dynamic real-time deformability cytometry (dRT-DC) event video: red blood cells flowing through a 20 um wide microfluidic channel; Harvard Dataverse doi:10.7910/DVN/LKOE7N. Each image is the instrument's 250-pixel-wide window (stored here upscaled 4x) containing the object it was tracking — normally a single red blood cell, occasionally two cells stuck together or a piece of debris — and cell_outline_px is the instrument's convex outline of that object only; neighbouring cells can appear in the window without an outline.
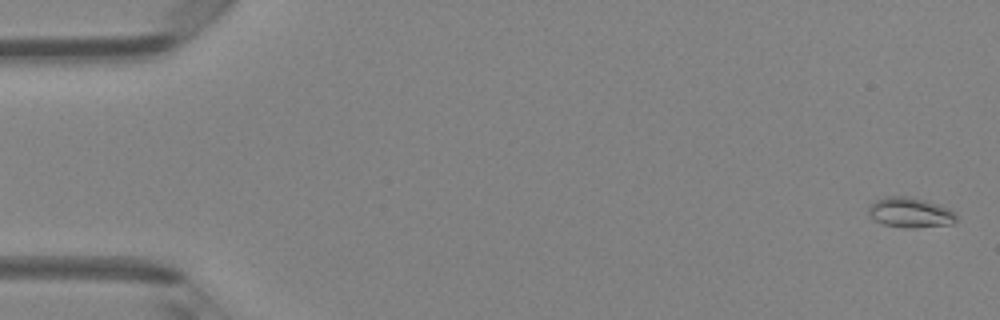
{"species": "Egyptian fruit bat (a non-hibernating species)", "species_latin": "Rousettus aegyptiacus", "temperature_condition": "room temperature", "stored_images_in_passage": 6, "camera_frame_rate_fps": 3000, "um_per_image_px": 0.085, "animal": {"sex": "female"}, "frame": {"image": 1, "passage_image": 1, "time_ms": 0.0, "image_size_px": [1000, 320], "cell_outline_px": [[956, 220], [952, 224], [916, 228], [904, 228], [884, 224], [876, 220], [868, 212], [868, 204], [884, 196], [912, 196], [940, 204], [956, 212]], "centroid_in_image_um": [77.39, 18.05], "position_along_channel_um": 7.6, "area_um2": 15.66}}
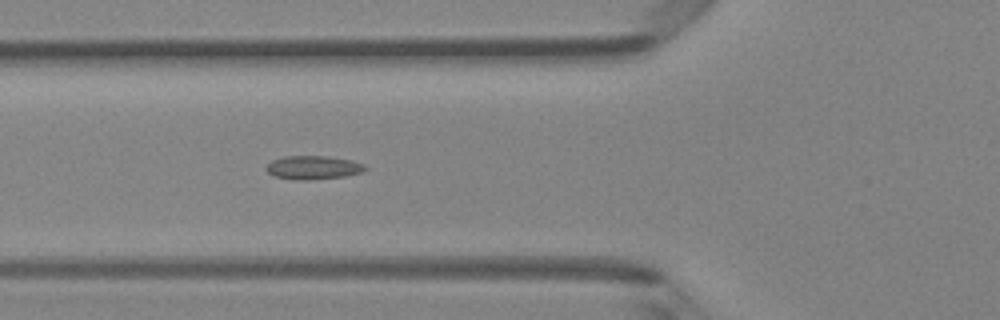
{"frame": {"image": 2, "passage_image": 6, "time_ms": 1.667, "image_size_px": [1000, 320], "cell_outline_px": [[368, 168], [364, 172], [344, 176], [308, 180], [296, 180], [272, 176], [264, 168], [272, 160], [284, 156], [328, 156], [352, 160], [364, 164]], "centroid_in_image_um": [26.62, 14.24], "position_along_channel_um": 99.2, "area_um2": 13.76}}